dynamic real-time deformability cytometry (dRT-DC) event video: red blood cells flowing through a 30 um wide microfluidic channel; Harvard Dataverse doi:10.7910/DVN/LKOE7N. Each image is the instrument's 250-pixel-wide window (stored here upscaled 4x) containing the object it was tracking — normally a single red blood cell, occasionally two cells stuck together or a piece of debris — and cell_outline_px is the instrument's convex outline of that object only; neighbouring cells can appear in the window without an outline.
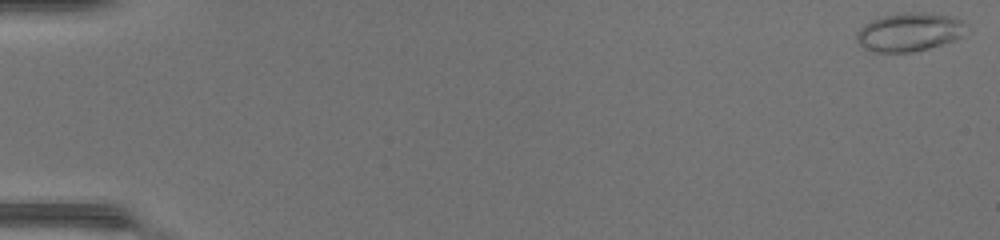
{"species": "common noctule bat (a hibernating species)", "species_latin": "Nyctalus noctula", "temperature_condition": "warm", "stored_images_in_passage": 48, "camera_frame_rate_fps": 3000, "um_per_image_px": 0.085, "animal": {"sex": "female", "body_mass_g": 17.0, "forearm_length_mm": 48.0}, "frame": {"image": 1, "passage_image": 1, "time_ms": 0.0, "image_size_px": [1000, 240], "cell_outline_px": [[960, 36], [952, 40], [928, 48], [912, 52], [872, 52], [864, 48], [856, 40], [856, 32], [864, 24], [872, 20], [884, 16], [908, 12], [920, 12], [948, 16], [960, 20]], "centroid_in_image_um": [77.15, 2.74], "position_along_channel_um": 7.9, "area_um2": 23.76}}
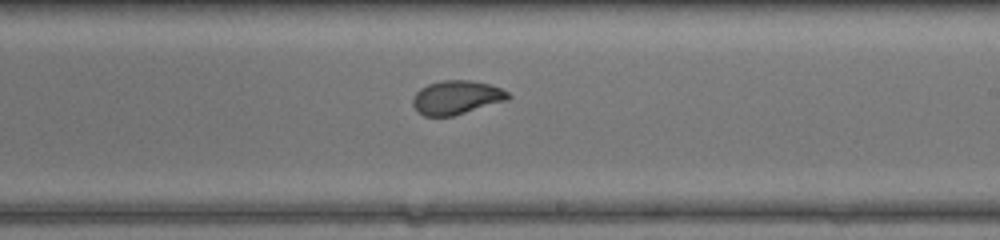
{"frame": {"image": 2, "passage_image": 30, "time_ms": 9.667, "image_size_px": [1000, 240], "cell_outline_px": [[512, 96], [508, 100], [452, 116], [424, 116], [416, 112], [412, 104], [412, 100], [416, 92], [420, 88], [428, 84], [444, 80], [472, 80], [488, 84], [500, 88], [508, 92]], "centroid_in_image_um": [38.78, 8.29], "position_along_channel_um": 250.2, "area_um2": 18.84}}
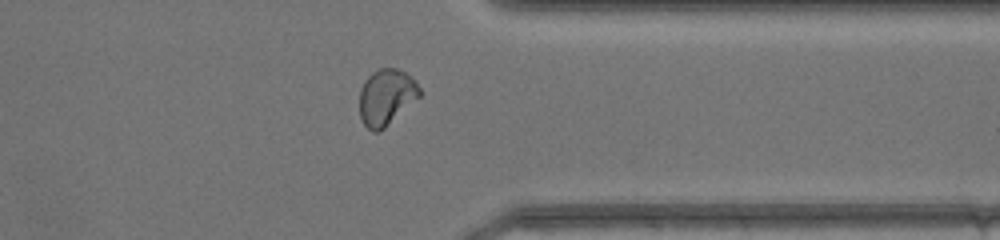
{"frame": {"image": 3, "passage_image": 39, "time_ms": 12.667, "image_size_px": [1000, 240], "cell_outline_px": [[424, 92], [420, 96], [384, 128], [376, 132], [372, 132], [364, 124], [360, 116], [360, 88], [364, 80], [372, 72], [380, 68], [396, 68], [404, 72], [416, 80]], "centroid_in_image_um": [32.85, 8.23], "position_along_channel_um": 378.5, "area_um2": 19.71}, "authors_computed_cell_mechanics": {"area_um2": 20.2011, "velocity_mm_per_s": 4.3838, "shape_relaxation_time_tau1_ms": 5.6385, "shape_relaxation_time_tau2_ms": 0.5537, "deformation_change_tau1": 0.2002, "deformation_change_tau2": 0.0458}}